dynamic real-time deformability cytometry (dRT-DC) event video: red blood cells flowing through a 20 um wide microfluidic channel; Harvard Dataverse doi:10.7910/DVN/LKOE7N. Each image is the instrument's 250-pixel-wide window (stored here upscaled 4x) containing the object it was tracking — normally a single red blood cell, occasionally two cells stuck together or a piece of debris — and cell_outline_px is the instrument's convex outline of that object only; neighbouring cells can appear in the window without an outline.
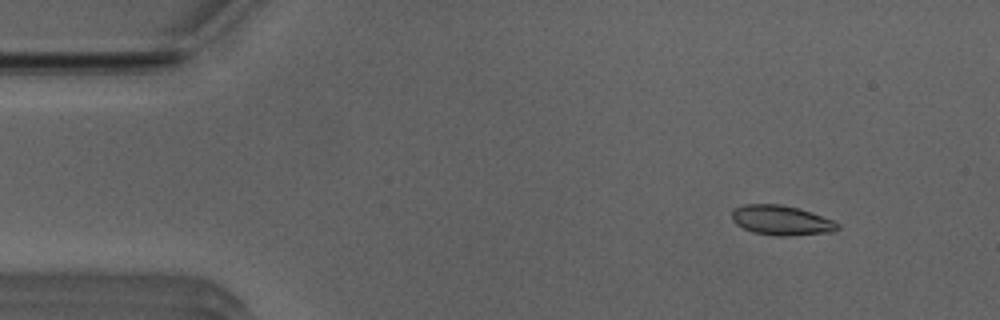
{"species": "Egyptian fruit bat (a non-hibernating species)", "species_latin": "Rousettus aegyptiacus", "temperature_condition": "room temperature", "stored_images_in_passage": 48, "camera_frame_rate_fps": 3000, "um_per_image_px": 0.085, "animal": {"sex": "male"}, "frame": {"image": 1, "passage_image": 3, "time_ms": 0.667, "image_size_px": [1000, 320], "cell_outline_px": [[840, 228], [836, 232], [788, 236], [776, 236], [752, 232], [736, 224], [732, 220], [732, 212], [736, 208], [744, 204], [780, 204], [800, 208], [832, 220], [840, 224]], "centroid_in_image_um": [66.45, 18.73], "position_along_channel_um": 18.6, "area_um2": 18.5}}
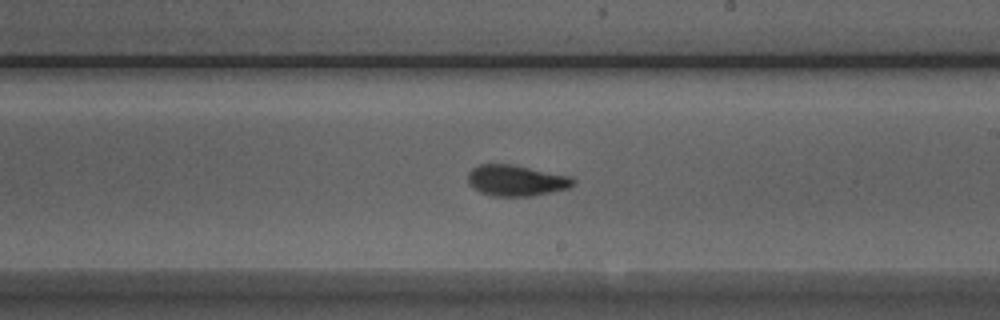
{"frame": {"image": 2, "passage_image": 27, "time_ms": 8.667, "image_size_px": [1000, 320], "cell_outline_px": [[576, 184], [568, 188], [532, 196], [492, 196], [480, 192], [468, 184], [468, 172], [472, 168], [480, 164], [508, 164], [572, 176], [576, 180]], "centroid_in_image_um": [43.88, 15.34], "position_along_channel_um": 245.1, "area_um2": 19.02}}
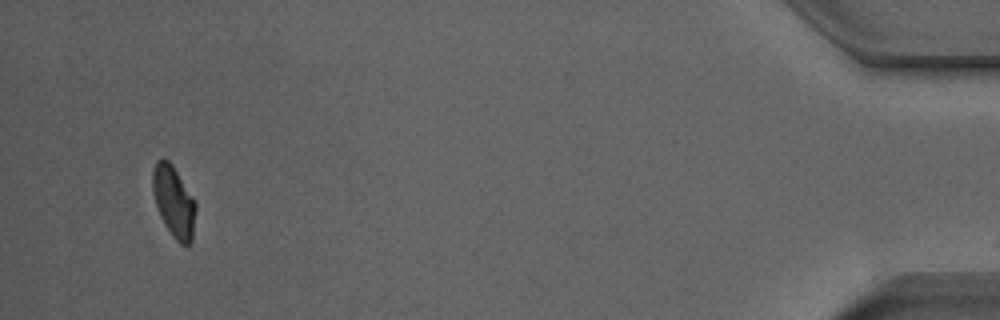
{"frame": {"image": 3, "passage_image": 47, "time_ms": 15.333, "image_size_px": [1000, 320], "cell_outline_px": [[196, 208], [192, 240], [188, 244], [180, 244], [172, 236], [160, 216], [152, 192], [152, 172], [156, 160], [164, 156], [172, 164], [196, 204]], "centroid_in_image_um": [14.74, 17.11], "position_along_channel_um": 420.5, "area_um2": 17.74}}